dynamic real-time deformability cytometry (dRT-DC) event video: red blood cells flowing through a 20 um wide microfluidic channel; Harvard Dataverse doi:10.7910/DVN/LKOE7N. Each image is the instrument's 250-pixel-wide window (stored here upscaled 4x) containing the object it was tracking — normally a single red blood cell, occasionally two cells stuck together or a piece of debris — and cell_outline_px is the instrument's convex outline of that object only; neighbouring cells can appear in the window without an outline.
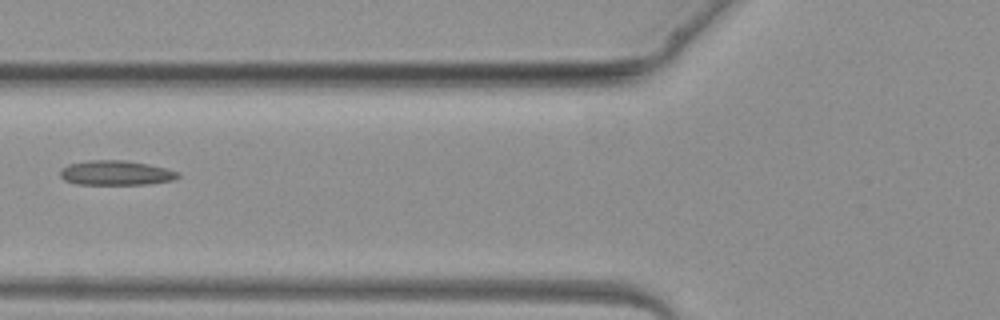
{"species": "common noctule bat (a hibernating species)", "species_latin": "Nyctalus noctula", "temperature_condition": "warm", "stored_images_in_passage": 4, "camera_frame_rate_fps": 3000, "um_per_image_px": 0.085, "animal": {"sex": "female", "body_mass_g": 19.3, "forearm_length_mm": 54.1}, "frame": {"image": 1, "passage_image": 4, "time_ms": 3.667, "image_size_px": [1000, 320], "cell_outline_px": [[180, 176], [172, 180], [148, 184], [76, 184], [64, 180], [60, 176], [60, 172], [68, 164], [88, 160], [124, 160], [148, 164], [180, 172]], "centroid_in_image_um": [9.85, 14.69], "position_along_channel_um": 116.0, "area_um2": 16.82}}